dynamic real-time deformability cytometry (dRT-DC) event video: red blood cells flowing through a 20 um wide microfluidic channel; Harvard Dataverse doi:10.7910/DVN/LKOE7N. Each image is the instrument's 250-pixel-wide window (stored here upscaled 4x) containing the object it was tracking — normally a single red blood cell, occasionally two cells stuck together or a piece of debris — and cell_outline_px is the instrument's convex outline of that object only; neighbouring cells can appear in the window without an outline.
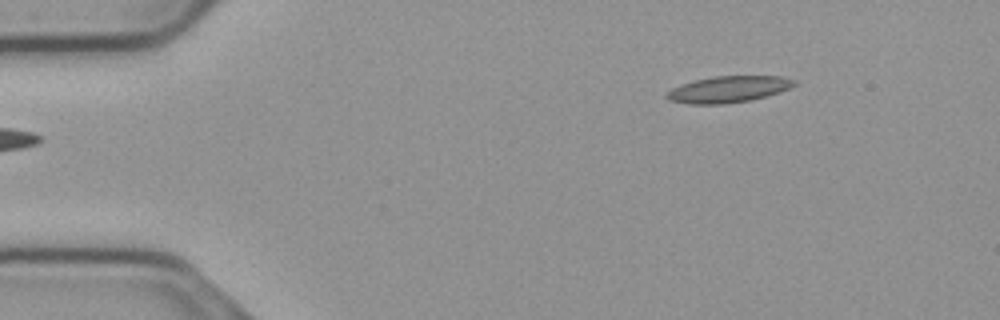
{"species": "common noctule bat (a hibernating species)", "species_latin": "Nyctalus noctula", "temperature_condition": "cold", "stored_images_in_passage": 48, "camera_frame_rate_fps": 3000, "um_per_image_px": 0.085, "animal": {"sex": "male", "body_mass_g": 23.1, "forearm_length_mm": 52.7}, "frame": {"image": 1, "passage_image": 1, "time_ms": 0.0, "image_size_px": [1000, 320], "cell_outline_px": [[796, 84], [788, 88], [752, 100], [724, 104], [692, 104], [672, 100], [664, 96], [672, 88], [696, 80], [716, 76], [780, 76], [796, 80]], "centroid_in_image_um": [61.92, 7.59], "position_along_channel_um": 23.1, "area_um2": 19.19}}
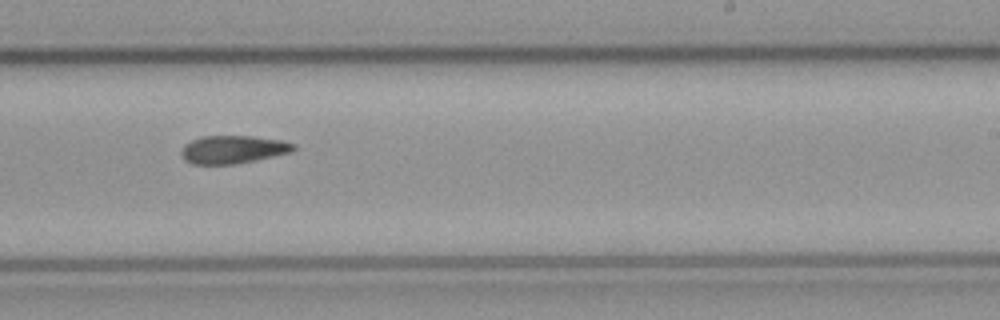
{"frame": {"image": 2, "passage_image": 27, "time_ms": 8.667, "image_size_px": [1000, 320], "cell_outline_px": [[296, 148], [292, 152], [232, 164], [192, 164], [184, 160], [180, 152], [184, 144], [200, 136], [252, 136], [280, 140], [292, 144]], "centroid_in_image_um": [19.74, 12.7], "position_along_channel_um": 269.3, "area_um2": 18.09}}
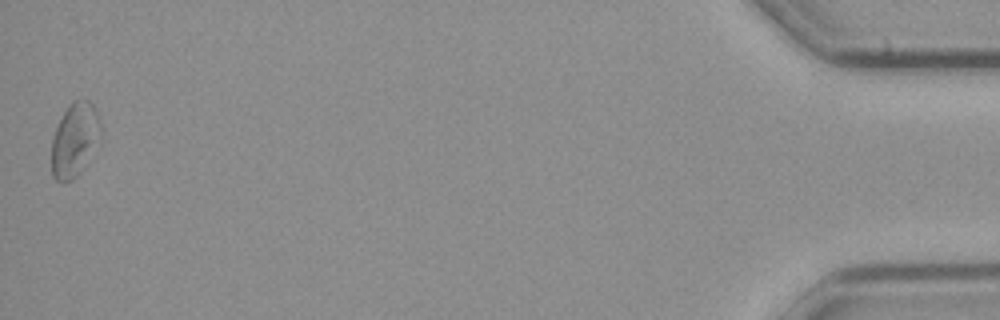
{"frame": {"image": 3, "passage_image": 48, "time_ms": 15.667, "image_size_px": [1000, 320], "cell_outline_px": [[100, 128], [80, 172], [72, 180], [56, 180], [52, 176], [52, 140], [56, 128], [64, 112], [72, 100], [88, 100], [92, 104], [96, 112], [100, 124]], "centroid_in_image_um": [6.28, 11.85], "position_along_channel_um": 428.9, "area_um2": 19.83}, "authors_computed_cell_mechanics": {"area_um2": 19.074, "velocity_mm_per_s": 3.7205, "shape_relaxation_time_tau1_ms": null, "shape_relaxation_time_tau2_ms": 11.0949, "deformation_change_tau1": null, "deformation_change_tau2": 0.2001}}